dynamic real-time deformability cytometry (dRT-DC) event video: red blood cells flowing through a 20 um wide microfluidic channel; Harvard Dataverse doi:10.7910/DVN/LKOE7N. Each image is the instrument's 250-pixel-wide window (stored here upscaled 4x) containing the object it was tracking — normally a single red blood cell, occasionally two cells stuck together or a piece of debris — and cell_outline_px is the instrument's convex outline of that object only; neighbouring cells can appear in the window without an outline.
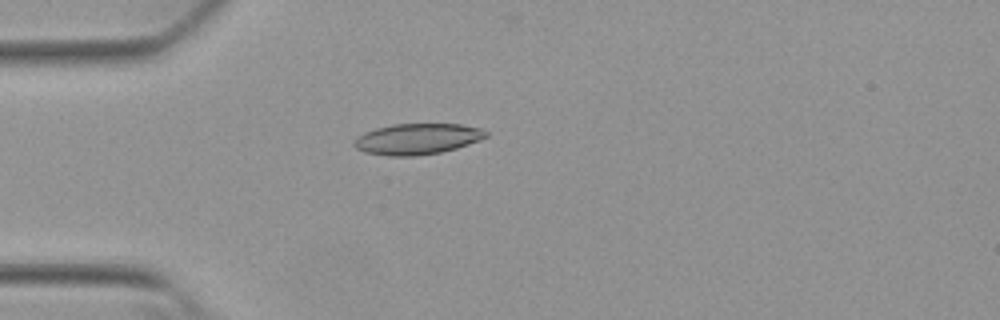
{"species": "Egyptian fruit bat (a non-hibernating species)", "species_latin": "Rousettus aegyptiacus", "temperature_condition": "warm", "stored_images_in_passage": 52, "camera_frame_rate_fps": 3000, "um_per_image_px": 0.085, "animal": {"sex": "female"}, "frame": {"image": 1, "passage_image": 14, "time_ms": 4.333, "image_size_px": [1000, 320], "cell_outline_px": [[488, 136], [468, 144], [456, 148], [440, 152], [416, 156], [388, 156], [364, 152], [356, 148], [352, 144], [352, 140], [356, 136], [364, 132], [376, 128], [392, 124], [460, 124], [484, 128], [488, 132]], "centroid_in_image_um": [35.44, 11.8], "position_along_channel_um": 49.6, "area_um2": 23.99}}
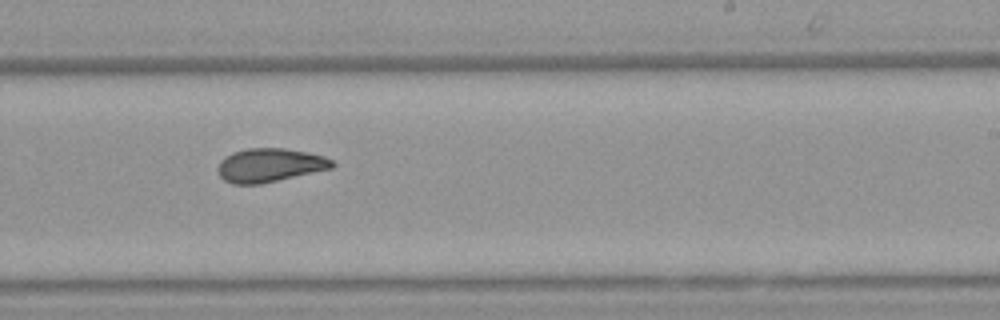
{"frame": {"image": 2, "passage_image": 32, "time_ms": 10.333, "image_size_px": [1000, 320], "cell_outline_px": [[336, 164], [332, 168], [260, 184], [232, 184], [224, 180], [220, 176], [216, 168], [220, 160], [224, 156], [232, 152], [248, 148], [284, 148], [308, 152], [324, 156], [332, 160]], "centroid_in_image_um": [22.89, 14.03], "position_along_channel_um": 266.1, "area_um2": 22.54}}
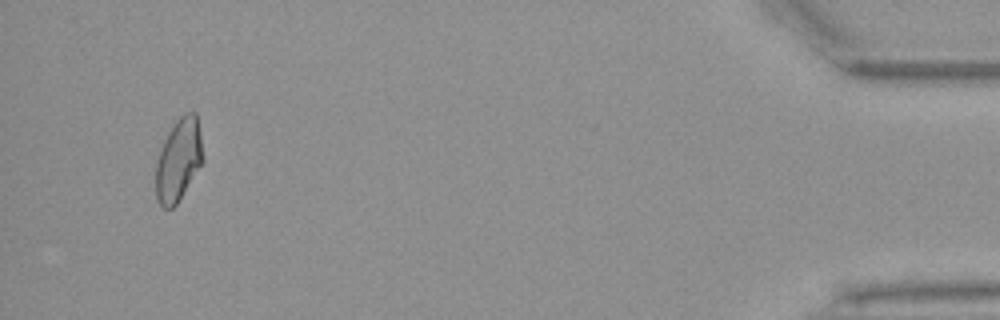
{"frame": {"image": 3, "passage_image": 50, "time_ms": 16.333, "image_size_px": [1000, 320], "cell_outline_px": [[204, 160], [176, 204], [172, 208], [164, 208], [156, 200], [156, 160], [160, 148], [168, 132], [176, 120], [184, 112], [196, 112], [200, 132], [204, 156]], "centroid_in_image_um": [15.17, 13.56], "position_along_channel_um": 420.0, "area_um2": 22.66}, "authors_computed_cell_mechanics": {"area_um2": 22.6287, "velocity_mm_per_s": 3.8437, "shape_relaxation_time_tau1_ms": null, "shape_relaxation_time_tau2_ms": 2.7873, "deformation_change_tau1": null, "deformation_change_tau2": 0.0934}}